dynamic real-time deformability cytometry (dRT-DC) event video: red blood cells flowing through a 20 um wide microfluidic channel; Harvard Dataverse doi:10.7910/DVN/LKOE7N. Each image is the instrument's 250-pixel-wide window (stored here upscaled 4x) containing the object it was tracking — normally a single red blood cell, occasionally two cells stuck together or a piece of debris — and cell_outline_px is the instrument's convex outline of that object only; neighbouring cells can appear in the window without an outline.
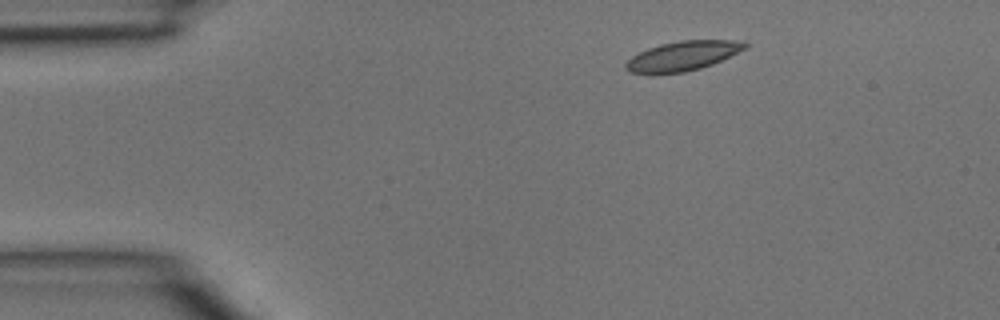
{"species": "common noctule bat (a hibernating species)", "species_latin": "Nyctalus noctula", "temperature_condition": "room temperature", "stored_images_in_passage": 3, "segment_of_instrument_passage": [1, 2], "camera_frame_rate_fps": 3000, "um_per_image_px": 0.085, "animal": {"sex": "male", "body_mass_g": 15.6}, "frame": {"image": 1, "passage_image": 1, "time_ms": 0.0, "image_size_px": [1000, 320], "cell_outline_px": [[748, 48], [712, 64], [700, 68], [684, 72], [628, 72], [624, 68], [624, 64], [632, 56], [648, 48], [660, 44], [680, 40], [744, 40], [748, 44]], "centroid_in_image_um": [58.09, 4.72], "position_along_channel_um": 26.9, "area_um2": 20.29}}